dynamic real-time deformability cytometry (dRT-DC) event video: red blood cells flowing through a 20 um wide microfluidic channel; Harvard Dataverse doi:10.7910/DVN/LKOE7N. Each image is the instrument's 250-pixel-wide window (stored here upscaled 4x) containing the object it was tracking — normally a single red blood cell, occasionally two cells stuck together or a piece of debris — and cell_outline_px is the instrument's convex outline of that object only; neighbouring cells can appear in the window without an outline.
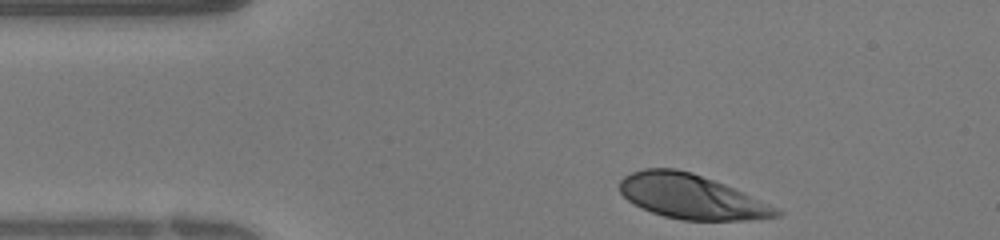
{"species": "human", "species_latin": "Homo sapiens", "temperature_condition": "warm", "stored_images_in_passage": 26, "camera_frame_rate_fps": 3000, "um_per_image_px": 0.085, "donor": {"sex": "female"}, "frame": {"image": 1, "passage_image": 1, "time_ms": 0.0, "image_size_px": [1000, 240], "cell_outline_px": [[784, 212], [780, 216], [748, 220], [680, 220], [664, 216], [652, 212], [628, 200], [620, 192], [620, 180], [624, 176], [632, 172], [644, 168], [676, 168], [692, 172], [724, 184], [776, 208]], "centroid_in_image_um": [58.73, 16.71], "position_along_channel_um": 26.3, "area_um2": 40.11}}
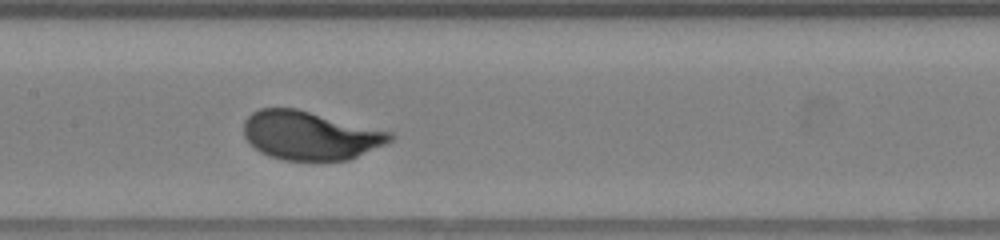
{"frame": {"image": 2, "passage_image": 13, "time_ms": 4.0, "image_size_px": [1000, 240], "cell_outline_px": [[396, 136], [392, 140], [384, 144], [348, 160], [284, 160], [268, 156], [260, 152], [244, 136], [244, 120], [252, 112], [260, 108], [296, 108], [396, 132]], "centroid_in_image_um": [26.39, 11.5], "position_along_channel_um": 181.0, "area_um2": 41.67}}
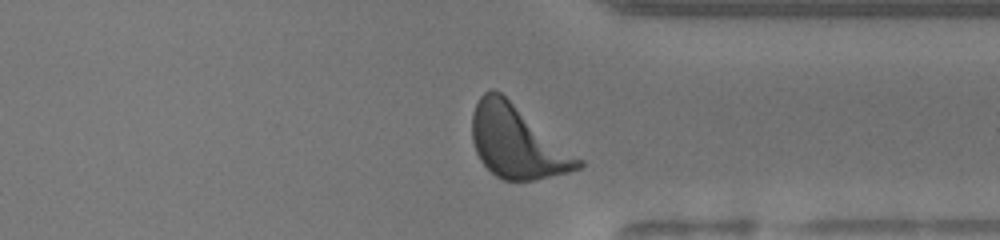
{"frame": {"image": 3, "passage_image": 24, "time_ms": 7.667, "image_size_px": [1000, 240], "cell_outline_px": [[584, 164], [580, 168], [568, 172], [532, 180], [504, 180], [496, 176], [480, 160], [476, 152], [472, 140], [472, 112], [480, 96], [484, 92], [492, 88], [500, 92], [584, 160]], "centroid_in_image_um": [43.95, 12.06], "position_along_channel_um": 367.5, "area_um2": 44.56}}